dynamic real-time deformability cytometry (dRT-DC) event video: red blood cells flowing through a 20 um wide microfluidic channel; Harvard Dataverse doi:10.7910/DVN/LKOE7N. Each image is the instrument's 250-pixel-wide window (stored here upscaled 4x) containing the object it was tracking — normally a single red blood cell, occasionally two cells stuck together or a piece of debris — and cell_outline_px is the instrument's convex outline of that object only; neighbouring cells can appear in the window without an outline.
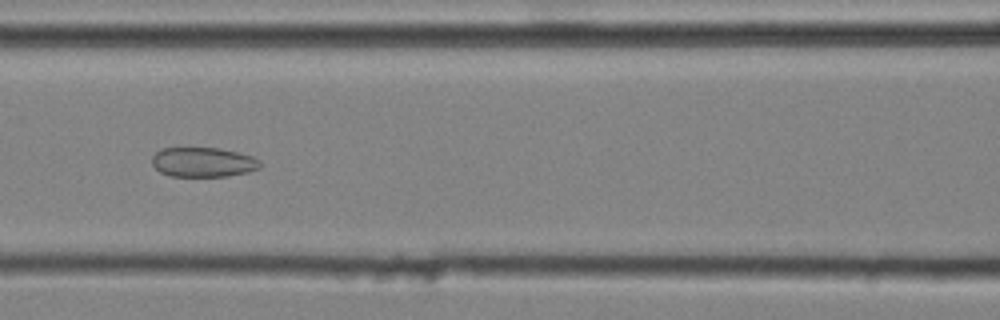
{"species": "common noctule bat (a hibernating species)", "species_latin": "Nyctalus noctula", "temperature_condition": "cold", "stored_images_in_passage": 46, "camera_frame_rate_fps": 3000, "um_per_image_px": 0.085, "animal": {"sex": "male", "body_mass_g": 20.4}, "frame": {"image": 1, "passage_image": 21, "time_ms": 6.667, "image_size_px": [1000, 320], "cell_outline_px": [[260, 168], [248, 172], [228, 176], [172, 176], [160, 172], [152, 164], [152, 156], [160, 148], [220, 148], [252, 156], [260, 160]], "centroid_in_image_um": [17.26, 13.78], "position_along_channel_um": 149.3, "area_um2": 18.67}}
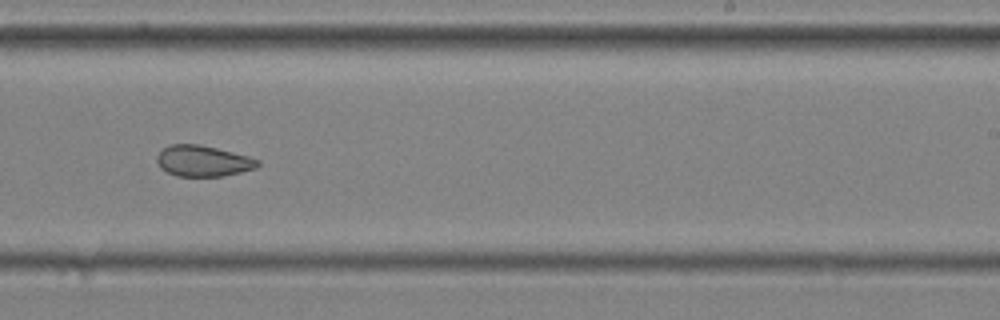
{"frame": {"image": 2, "passage_image": 30, "time_ms": 9.667, "image_size_px": [1000, 320], "cell_outline_px": [[260, 164], [256, 168], [240, 172], [220, 176], [176, 176], [160, 168], [156, 160], [156, 156], [168, 144], [200, 144], [248, 156], [260, 160]], "centroid_in_image_um": [17.24, 13.68], "position_along_channel_um": 271.8, "area_um2": 18.15}}
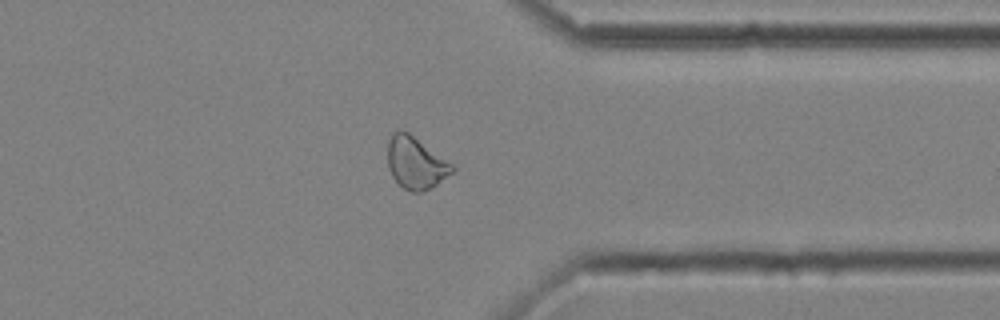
{"frame": {"image": 3, "passage_image": 38, "time_ms": 12.333, "image_size_px": [1000, 320], "cell_outline_px": [[456, 168], [452, 172], [436, 184], [420, 192], [412, 192], [404, 188], [392, 176], [388, 168], [388, 140], [392, 132], [408, 132], [452, 164]], "centroid_in_image_um": [35.31, 13.85], "position_along_channel_um": 376.1, "area_um2": 19.02}, "authors_computed_cell_mechanics": {"area_um2": 20.4612, "velocity_mm_per_s": 4.0881, "shape_relaxation_time_tau1_ms": null, "shape_relaxation_time_tau2_ms": 1.5247, "deformation_change_tau1": null, "deformation_change_tau2": 0.0723}}